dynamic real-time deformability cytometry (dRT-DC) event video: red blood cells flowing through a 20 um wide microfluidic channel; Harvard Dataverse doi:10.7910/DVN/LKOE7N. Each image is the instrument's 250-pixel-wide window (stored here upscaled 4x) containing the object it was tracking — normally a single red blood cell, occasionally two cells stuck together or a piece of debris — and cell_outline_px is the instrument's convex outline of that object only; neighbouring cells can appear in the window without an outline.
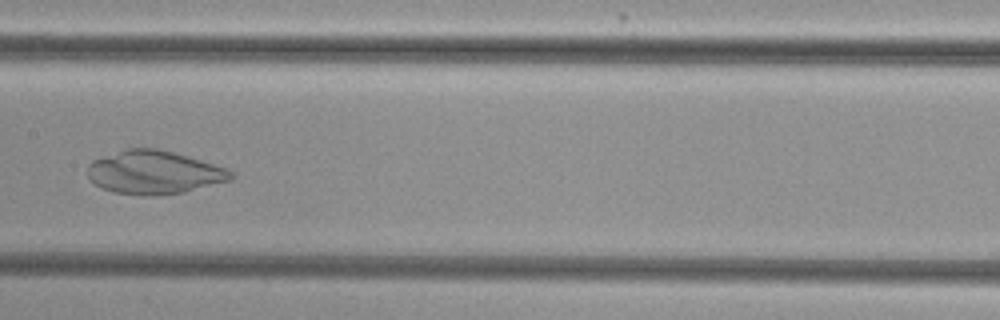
{"species": "common noctule bat (a hibernating species)", "species_latin": "Nyctalus noctula", "temperature_condition": "cold", "stored_images_in_passage": 42, "camera_frame_rate_fps": 3000, "um_per_image_px": 0.085, "animal": {"sex": "female", "body_mass_g": 29.2, "forearm_length_mm": 56.3}, "frame": {"image": 1, "passage_image": 20, "time_ms": 6.333, "image_size_px": [1000, 320], "cell_outline_px": [[236, 176], [232, 180], [184, 192], [156, 196], [144, 196], [112, 192], [100, 188], [88, 176], [88, 164], [92, 160], [128, 148], [156, 148], [188, 156], [228, 168]], "centroid_in_image_um": [13.12, 14.66], "position_along_channel_um": 194.3, "area_um2": 36.41}}
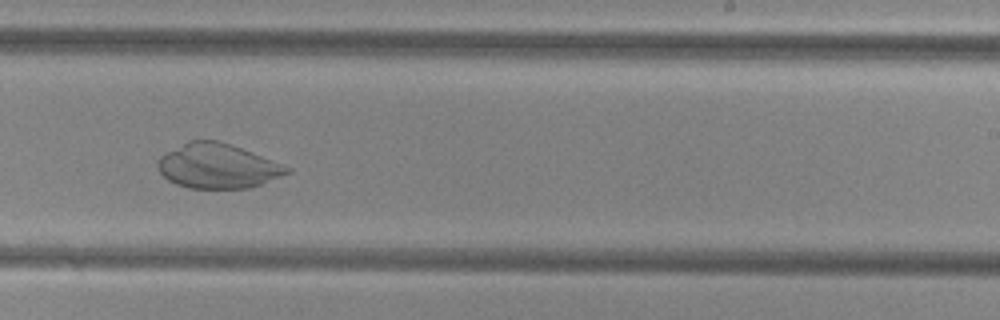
{"frame": {"image": 2, "passage_image": 26, "time_ms": 8.333, "image_size_px": [1000, 320], "cell_outline_px": [[292, 172], [260, 184], [248, 188], [188, 188], [176, 184], [168, 180], [160, 172], [156, 164], [156, 160], [160, 156], [188, 140], [216, 140], [232, 144], [284, 164], [292, 168]], "centroid_in_image_um": [18.5, 14.1], "position_along_channel_um": 270.5, "area_um2": 33.76}}
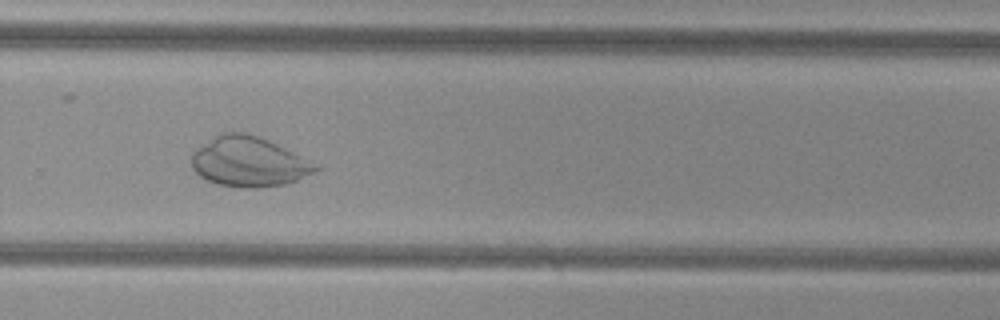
{"frame": {"image": 3, "passage_image": 29, "time_ms": 9.333, "image_size_px": [1000, 320], "cell_outline_px": [[320, 168], [296, 180], [284, 184], [256, 188], [244, 188], [216, 184], [200, 176], [192, 168], [192, 152], [196, 148], [216, 136], [224, 132], [248, 132], [260, 136], [320, 164]], "centroid_in_image_um": [21.16, 13.74], "position_along_channel_um": 308.6, "area_um2": 36.13}}